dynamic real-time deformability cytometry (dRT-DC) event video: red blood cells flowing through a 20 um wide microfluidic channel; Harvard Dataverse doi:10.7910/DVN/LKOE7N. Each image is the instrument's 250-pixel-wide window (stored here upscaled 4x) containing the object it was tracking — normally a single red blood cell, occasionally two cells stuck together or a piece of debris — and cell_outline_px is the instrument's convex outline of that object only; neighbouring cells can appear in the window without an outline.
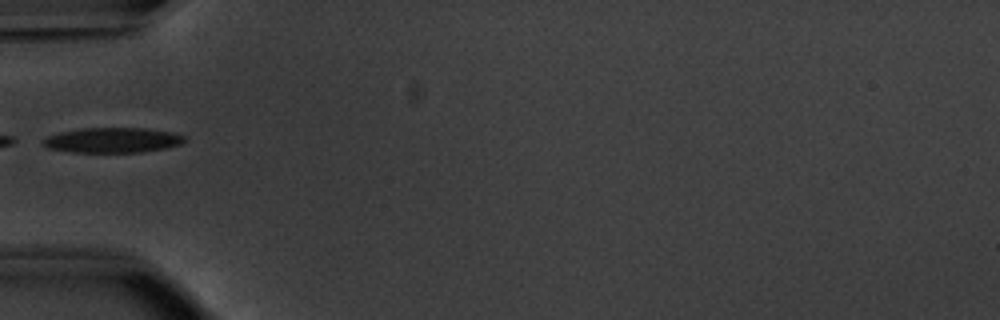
{"species": "common noctule bat (a hibernating species)", "species_latin": "Nyctalus noctula", "temperature_condition": "warm", "stored_images_in_passage": 5, "camera_frame_rate_fps": 3000, "um_per_image_px": 0.085, "animal": {"sex": "male", "body_mass_g": 20.1, "forearm_length_mm": 53.5}, "frame": {"image": 1, "passage_image": 1, "time_ms": 0.0, "image_size_px": [1000, 320], "cell_outline_px": [[184, 140], [180, 144], [164, 148], [140, 152], [72, 152], [48, 148], [40, 140], [44, 136], [60, 132], [84, 128], [144, 128], [172, 132], [184, 136]], "centroid_in_image_um": [9.5, 11.91], "position_along_channel_um": 75.5, "area_um2": 20.58}}